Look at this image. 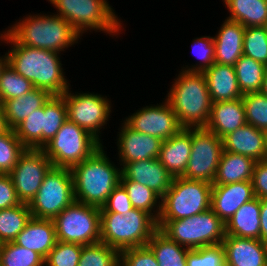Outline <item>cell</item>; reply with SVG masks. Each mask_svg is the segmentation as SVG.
I'll list each match as a JSON object with an SVG mask.
<instances>
[{"mask_svg":"<svg viewBox=\"0 0 267 266\" xmlns=\"http://www.w3.org/2000/svg\"><path fill=\"white\" fill-rule=\"evenodd\" d=\"M3 34L0 38L11 43L12 48L7 52L8 65L31 81L34 88L46 90L51 95H63L70 89L59 53L19 44L6 31Z\"/></svg>","mask_w":267,"mask_h":266,"instance_id":"1","label":"cell"},{"mask_svg":"<svg viewBox=\"0 0 267 266\" xmlns=\"http://www.w3.org/2000/svg\"><path fill=\"white\" fill-rule=\"evenodd\" d=\"M167 97L182 128L207 126L212 101L203 72L180 71Z\"/></svg>","mask_w":267,"mask_h":266,"instance_id":"2","label":"cell"},{"mask_svg":"<svg viewBox=\"0 0 267 266\" xmlns=\"http://www.w3.org/2000/svg\"><path fill=\"white\" fill-rule=\"evenodd\" d=\"M103 150L97 149L89 158L71 168L75 201L101 208L120 184L121 169L114 166Z\"/></svg>","mask_w":267,"mask_h":266,"instance_id":"3","label":"cell"},{"mask_svg":"<svg viewBox=\"0 0 267 266\" xmlns=\"http://www.w3.org/2000/svg\"><path fill=\"white\" fill-rule=\"evenodd\" d=\"M6 32L19 44L57 53L80 38L71 24L57 14L29 15Z\"/></svg>","mask_w":267,"mask_h":266,"instance_id":"4","label":"cell"},{"mask_svg":"<svg viewBox=\"0 0 267 266\" xmlns=\"http://www.w3.org/2000/svg\"><path fill=\"white\" fill-rule=\"evenodd\" d=\"M158 230L157 221L142 210L100 212V241L119 252L146 246Z\"/></svg>","mask_w":267,"mask_h":266,"instance_id":"5","label":"cell"},{"mask_svg":"<svg viewBox=\"0 0 267 266\" xmlns=\"http://www.w3.org/2000/svg\"><path fill=\"white\" fill-rule=\"evenodd\" d=\"M158 229L169 239L189 249L221 244L225 223L210 208L178 220H158Z\"/></svg>","mask_w":267,"mask_h":266,"instance_id":"6","label":"cell"},{"mask_svg":"<svg viewBox=\"0 0 267 266\" xmlns=\"http://www.w3.org/2000/svg\"><path fill=\"white\" fill-rule=\"evenodd\" d=\"M212 184L201 180L174 177L161 199L158 220H178L211 208Z\"/></svg>","mask_w":267,"mask_h":266,"instance_id":"7","label":"cell"},{"mask_svg":"<svg viewBox=\"0 0 267 266\" xmlns=\"http://www.w3.org/2000/svg\"><path fill=\"white\" fill-rule=\"evenodd\" d=\"M49 1L58 9L57 15L67 20L81 36L89 29L100 30L111 35H118L121 30V21H118V16L107 0Z\"/></svg>","mask_w":267,"mask_h":266,"instance_id":"8","label":"cell"},{"mask_svg":"<svg viewBox=\"0 0 267 266\" xmlns=\"http://www.w3.org/2000/svg\"><path fill=\"white\" fill-rule=\"evenodd\" d=\"M101 146L102 143L89 132L67 119L42 150L53 167L71 169L89 158Z\"/></svg>","mask_w":267,"mask_h":266,"instance_id":"9","label":"cell"},{"mask_svg":"<svg viewBox=\"0 0 267 266\" xmlns=\"http://www.w3.org/2000/svg\"><path fill=\"white\" fill-rule=\"evenodd\" d=\"M74 201L71 169L52 167L28 206L32 217L53 220Z\"/></svg>","mask_w":267,"mask_h":266,"instance_id":"10","label":"cell"},{"mask_svg":"<svg viewBox=\"0 0 267 266\" xmlns=\"http://www.w3.org/2000/svg\"><path fill=\"white\" fill-rule=\"evenodd\" d=\"M57 241L83 246L100 242V208L74 201L54 219Z\"/></svg>","mask_w":267,"mask_h":266,"instance_id":"11","label":"cell"},{"mask_svg":"<svg viewBox=\"0 0 267 266\" xmlns=\"http://www.w3.org/2000/svg\"><path fill=\"white\" fill-rule=\"evenodd\" d=\"M223 141L206 127L192 128V148L186 171L182 177L213 183L220 158Z\"/></svg>","mask_w":267,"mask_h":266,"instance_id":"12","label":"cell"},{"mask_svg":"<svg viewBox=\"0 0 267 266\" xmlns=\"http://www.w3.org/2000/svg\"><path fill=\"white\" fill-rule=\"evenodd\" d=\"M62 95L67 107V119L85 129L100 143L99 133L107 124L111 104L107 97L94 93H69Z\"/></svg>","mask_w":267,"mask_h":266,"instance_id":"13","label":"cell"},{"mask_svg":"<svg viewBox=\"0 0 267 266\" xmlns=\"http://www.w3.org/2000/svg\"><path fill=\"white\" fill-rule=\"evenodd\" d=\"M52 167V162L42 149L26 148L9 173L21 203L31 202Z\"/></svg>","mask_w":267,"mask_h":266,"instance_id":"14","label":"cell"},{"mask_svg":"<svg viewBox=\"0 0 267 266\" xmlns=\"http://www.w3.org/2000/svg\"><path fill=\"white\" fill-rule=\"evenodd\" d=\"M124 122L134 131L158 137L162 141L182 128L167 100L161 105L146 106L138 110Z\"/></svg>","mask_w":267,"mask_h":266,"instance_id":"15","label":"cell"},{"mask_svg":"<svg viewBox=\"0 0 267 266\" xmlns=\"http://www.w3.org/2000/svg\"><path fill=\"white\" fill-rule=\"evenodd\" d=\"M122 124L117 141L121 166L130 162L158 158L163 142L160 138L136 132L125 122Z\"/></svg>","mask_w":267,"mask_h":266,"instance_id":"16","label":"cell"},{"mask_svg":"<svg viewBox=\"0 0 267 266\" xmlns=\"http://www.w3.org/2000/svg\"><path fill=\"white\" fill-rule=\"evenodd\" d=\"M221 245L229 266H267V243L262 240L225 235Z\"/></svg>","mask_w":267,"mask_h":266,"instance_id":"17","label":"cell"},{"mask_svg":"<svg viewBox=\"0 0 267 266\" xmlns=\"http://www.w3.org/2000/svg\"><path fill=\"white\" fill-rule=\"evenodd\" d=\"M253 198H255V195L251 181L213 185L211 209L226 223L241 205Z\"/></svg>","mask_w":267,"mask_h":266,"instance_id":"18","label":"cell"},{"mask_svg":"<svg viewBox=\"0 0 267 266\" xmlns=\"http://www.w3.org/2000/svg\"><path fill=\"white\" fill-rule=\"evenodd\" d=\"M223 150L252 158L267 160V132L244 124L222 138Z\"/></svg>","mask_w":267,"mask_h":266,"instance_id":"19","label":"cell"},{"mask_svg":"<svg viewBox=\"0 0 267 266\" xmlns=\"http://www.w3.org/2000/svg\"><path fill=\"white\" fill-rule=\"evenodd\" d=\"M121 173L129 180L149 187L161 198L170 188L173 176L158 158L126 163Z\"/></svg>","mask_w":267,"mask_h":266,"instance_id":"20","label":"cell"},{"mask_svg":"<svg viewBox=\"0 0 267 266\" xmlns=\"http://www.w3.org/2000/svg\"><path fill=\"white\" fill-rule=\"evenodd\" d=\"M192 148V128H181L175 135L162 142L158 160L174 177L186 171Z\"/></svg>","mask_w":267,"mask_h":266,"instance_id":"21","label":"cell"},{"mask_svg":"<svg viewBox=\"0 0 267 266\" xmlns=\"http://www.w3.org/2000/svg\"><path fill=\"white\" fill-rule=\"evenodd\" d=\"M13 242L36 251L45 259L57 243L54 221L31 217Z\"/></svg>","mask_w":267,"mask_h":266,"instance_id":"22","label":"cell"},{"mask_svg":"<svg viewBox=\"0 0 267 266\" xmlns=\"http://www.w3.org/2000/svg\"><path fill=\"white\" fill-rule=\"evenodd\" d=\"M245 27L230 19L222 24L217 36L213 37L215 46L214 63L234 66L243 55Z\"/></svg>","mask_w":267,"mask_h":266,"instance_id":"23","label":"cell"},{"mask_svg":"<svg viewBox=\"0 0 267 266\" xmlns=\"http://www.w3.org/2000/svg\"><path fill=\"white\" fill-rule=\"evenodd\" d=\"M244 124H246V117L242 98L212 103L206 128L219 138L222 139Z\"/></svg>","mask_w":267,"mask_h":266,"instance_id":"24","label":"cell"},{"mask_svg":"<svg viewBox=\"0 0 267 266\" xmlns=\"http://www.w3.org/2000/svg\"><path fill=\"white\" fill-rule=\"evenodd\" d=\"M203 73L212 103L242 98L234 66L214 63Z\"/></svg>","mask_w":267,"mask_h":266,"instance_id":"25","label":"cell"},{"mask_svg":"<svg viewBox=\"0 0 267 266\" xmlns=\"http://www.w3.org/2000/svg\"><path fill=\"white\" fill-rule=\"evenodd\" d=\"M226 235L261 240L260 199L255 197L241 205L225 223Z\"/></svg>","mask_w":267,"mask_h":266,"instance_id":"26","label":"cell"},{"mask_svg":"<svg viewBox=\"0 0 267 266\" xmlns=\"http://www.w3.org/2000/svg\"><path fill=\"white\" fill-rule=\"evenodd\" d=\"M256 162L247 156L223 150L212 185L251 181Z\"/></svg>","mask_w":267,"mask_h":266,"instance_id":"27","label":"cell"},{"mask_svg":"<svg viewBox=\"0 0 267 266\" xmlns=\"http://www.w3.org/2000/svg\"><path fill=\"white\" fill-rule=\"evenodd\" d=\"M52 95L43 89L33 90L2 103L5 120L9 129H14L34 110L44 106Z\"/></svg>","mask_w":267,"mask_h":266,"instance_id":"28","label":"cell"},{"mask_svg":"<svg viewBox=\"0 0 267 266\" xmlns=\"http://www.w3.org/2000/svg\"><path fill=\"white\" fill-rule=\"evenodd\" d=\"M231 13L227 19L244 27L267 26L266 0H223Z\"/></svg>","mask_w":267,"mask_h":266,"instance_id":"29","label":"cell"},{"mask_svg":"<svg viewBox=\"0 0 267 266\" xmlns=\"http://www.w3.org/2000/svg\"><path fill=\"white\" fill-rule=\"evenodd\" d=\"M147 246L154 253L159 266H187L186 256L191 249L172 241L159 229L152 235Z\"/></svg>","mask_w":267,"mask_h":266,"instance_id":"30","label":"cell"},{"mask_svg":"<svg viewBox=\"0 0 267 266\" xmlns=\"http://www.w3.org/2000/svg\"><path fill=\"white\" fill-rule=\"evenodd\" d=\"M234 67L242 95L261 91L267 67L265 64L242 55Z\"/></svg>","mask_w":267,"mask_h":266,"instance_id":"31","label":"cell"},{"mask_svg":"<svg viewBox=\"0 0 267 266\" xmlns=\"http://www.w3.org/2000/svg\"><path fill=\"white\" fill-rule=\"evenodd\" d=\"M120 184L126 190L133 208L149 213L156 221H158L161 213L160 200L162 198L157 193L145 185L127 179L122 173L120 176ZM155 206L157 207V211L153 210ZM152 210L154 213H152Z\"/></svg>","mask_w":267,"mask_h":266,"instance_id":"32","label":"cell"},{"mask_svg":"<svg viewBox=\"0 0 267 266\" xmlns=\"http://www.w3.org/2000/svg\"><path fill=\"white\" fill-rule=\"evenodd\" d=\"M31 217L26 203L0 209V244L13 242Z\"/></svg>","mask_w":267,"mask_h":266,"instance_id":"33","label":"cell"},{"mask_svg":"<svg viewBox=\"0 0 267 266\" xmlns=\"http://www.w3.org/2000/svg\"><path fill=\"white\" fill-rule=\"evenodd\" d=\"M67 120V107L62 95H52L44 104L42 148L50 142Z\"/></svg>","mask_w":267,"mask_h":266,"instance_id":"34","label":"cell"},{"mask_svg":"<svg viewBox=\"0 0 267 266\" xmlns=\"http://www.w3.org/2000/svg\"><path fill=\"white\" fill-rule=\"evenodd\" d=\"M44 129V106L34 110L14 128L17 138L26 148L42 149Z\"/></svg>","mask_w":267,"mask_h":266,"instance_id":"35","label":"cell"},{"mask_svg":"<svg viewBox=\"0 0 267 266\" xmlns=\"http://www.w3.org/2000/svg\"><path fill=\"white\" fill-rule=\"evenodd\" d=\"M0 266H44V258L14 242L0 244Z\"/></svg>","mask_w":267,"mask_h":266,"instance_id":"36","label":"cell"},{"mask_svg":"<svg viewBox=\"0 0 267 266\" xmlns=\"http://www.w3.org/2000/svg\"><path fill=\"white\" fill-rule=\"evenodd\" d=\"M77 266H120V252L101 241L82 245Z\"/></svg>","mask_w":267,"mask_h":266,"instance_id":"37","label":"cell"},{"mask_svg":"<svg viewBox=\"0 0 267 266\" xmlns=\"http://www.w3.org/2000/svg\"><path fill=\"white\" fill-rule=\"evenodd\" d=\"M34 89L31 81L17 73L8 64L0 74V103L14 99Z\"/></svg>","mask_w":267,"mask_h":266,"instance_id":"38","label":"cell"},{"mask_svg":"<svg viewBox=\"0 0 267 266\" xmlns=\"http://www.w3.org/2000/svg\"><path fill=\"white\" fill-rule=\"evenodd\" d=\"M242 102L246 123L267 132V97L261 92L247 93L242 96Z\"/></svg>","mask_w":267,"mask_h":266,"instance_id":"39","label":"cell"},{"mask_svg":"<svg viewBox=\"0 0 267 266\" xmlns=\"http://www.w3.org/2000/svg\"><path fill=\"white\" fill-rule=\"evenodd\" d=\"M25 150L14 129L0 134V174H9Z\"/></svg>","mask_w":267,"mask_h":266,"instance_id":"40","label":"cell"},{"mask_svg":"<svg viewBox=\"0 0 267 266\" xmlns=\"http://www.w3.org/2000/svg\"><path fill=\"white\" fill-rule=\"evenodd\" d=\"M243 55L267 66V26L245 27Z\"/></svg>","mask_w":267,"mask_h":266,"instance_id":"41","label":"cell"},{"mask_svg":"<svg viewBox=\"0 0 267 266\" xmlns=\"http://www.w3.org/2000/svg\"><path fill=\"white\" fill-rule=\"evenodd\" d=\"M81 253V244L57 241L44 259V266H77Z\"/></svg>","mask_w":267,"mask_h":266,"instance_id":"42","label":"cell"},{"mask_svg":"<svg viewBox=\"0 0 267 266\" xmlns=\"http://www.w3.org/2000/svg\"><path fill=\"white\" fill-rule=\"evenodd\" d=\"M186 261L187 266H229L221 244L191 249Z\"/></svg>","mask_w":267,"mask_h":266,"instance_id":"43","label":"cell"},{"mask_svg":"<svg viewBox=\"0 0 267 266\" xmlns=\"http://www.w3.org/2000/svg\"><path fill=\"white\" fill-rule=\"evenodd\" d=\"M193 43V52L202 62L199 65L196 63V65L191 68L184 67L182 70L186 72H204L214 64L215 46L213 37L204 36L196 38Z\"/></svg>","mask_w":267,"mask_h":266,"instance_id":"44","label":"cell"},{"mask_svg":"<svg viewBox=\"0 0 267 266\" xmlns=\"http://www.w3.org/2000/svg\"><path fill=\"white\" fill-rule=\"evenodd\" d=\"M120 266H159L152 250L146 245L120 252Z\"/></svg>","mask_w":267,"mask_h":266,"instance_id":"45","label":"cell"},{"mask_svg":"<svg viewBox=\"0 0 267 266\" xmlns=\"http://www.w3.org/2000/svg\"><path fill=\"white\" fill-rule=\"evenodd\" d=\"M133 209L130 198L121 184L108 196L106 203L100 208V212L123 213Z\"/></svg>","mask_w":267,"mask_h":266,"instance_id":"46","label":"cell"},{"mask_svg":"<svg viewBox=\"0 0 267 266\" xmlns=\"http://www.w3.org/2000/svg\"><path fill=\"white\" fill-rule=\"evenodd\" d=\"M21 204L9 174H0V209Z\"/></svg>","mask_w":267,"mask_h":266,"instance_id":"47","label":"cell"},{"mask_svg":"<svg viewBox=\"0 0 267 266\" xmlns=\"http://www.w3.org/2000/svg\"><path fill=\"white\" fill-rule=\"evenodd\" d=\"M251 182L255 197L267 199V160L256 162Z\"/></svg>","mask_w":267,"mask_h":266,"instance_id":"48","label":"cell"},{"mask_svg":"<svg viewBox=\"0 0 267 266\" xmlns=\"http://www.w3.org/2000/svg\"><path fill=\"white\" fill-rule=\"evenodd\" d=\"M261 240L267 243V199H260Z\"/></svg>","mask_w":267,"mask_h":266,"instance_id":"49","label":"cell"},{"mask_svg":"<svg viewBox=\"0 0 267 266\" xmlns=\"http://www.w3.org/2000/svg\"><path fill=\"white\" fill-rule=\"evenodd\" d=\"M8 130H9V128H8L6 120H5L3 106L0 103V134L5 133Z\"/></svg>","mask_w":267,"mask_h":266,"instance_id":"50","label":"cell"},{"mask_svg":"<svg viewBox=\"0 0 267 266\" xmlns=\"http://www.w3.org/2000/svg\"><path fill=\"white\" fill-rule=\"evenodd\" d=\"M260 92L267 97V67H266V70H265V73H264L262 89H261Z\"/></svg>","mask_w":267,"mask_h":266,"instance_id":"51","label":"cell"},{"mask_svg":"<svg viewBox=\"0 0 267 266\" xmlns=\"http://www.w3.org/2000/svg\"><path fill=\"white\" fill-rule=\"evenodd\" d=\"M7 64H8V57L6 53L5 56L0 57V74Z\"/></svg>","mask_w":267,"mask_h":266,"instance_id":"52","label":"cell"}]
</instances>
